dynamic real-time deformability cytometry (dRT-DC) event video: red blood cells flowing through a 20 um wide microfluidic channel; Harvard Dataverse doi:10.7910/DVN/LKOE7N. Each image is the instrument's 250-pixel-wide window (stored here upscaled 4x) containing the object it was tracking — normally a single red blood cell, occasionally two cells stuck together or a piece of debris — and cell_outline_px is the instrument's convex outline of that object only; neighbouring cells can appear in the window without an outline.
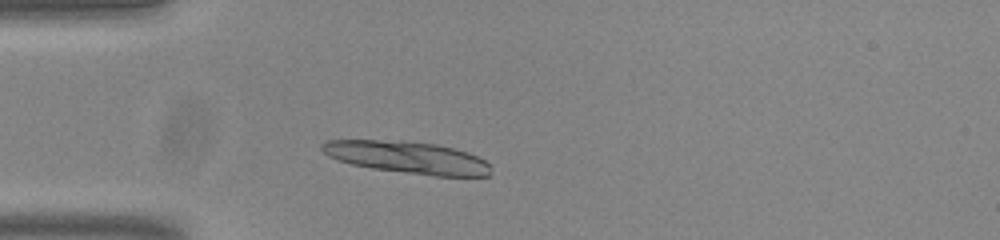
{"species": "common noctule bat (a hibernating species)", "species_latin": "Nyctalus noctula", "temperature_condition": "room temperature", "stored_images_in_passage": 45, "camera_frame_rate_fps": 3000, "um_per_image_px": 0.085, "animal": {"sex": "male", "body_mass_g": 20.0, "forearm_length_mm": 53.3}, "frame": {"image": 1, "passage_image": 7, "time_ms": 2.0, "image_size_px": [1000, 240], "cell_outline_px": [[492, 168], [488, 176], [436, 176], [372, 168], [352, 164], [328, 156], [320, 148], [320, 144], [328, 140], [376, 140], [436, 144], [468, 152], [492, 164]], "centroid_in_image_um": [34.66, 13.39], "position_along_channel_um": 50.3, "area_um2": 31.21}}